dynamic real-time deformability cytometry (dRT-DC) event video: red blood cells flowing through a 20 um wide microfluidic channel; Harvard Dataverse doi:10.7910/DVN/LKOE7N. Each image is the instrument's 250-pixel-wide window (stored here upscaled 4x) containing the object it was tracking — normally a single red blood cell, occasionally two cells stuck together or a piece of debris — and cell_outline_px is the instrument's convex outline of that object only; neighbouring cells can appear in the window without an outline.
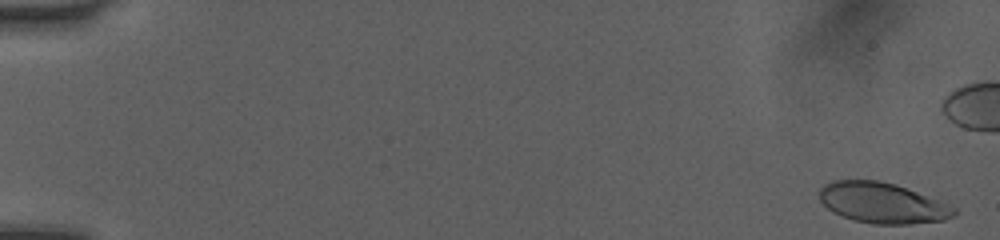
{"species": "human", "species_latin": "Homo sapiens", "temperature_condition": "room temperature", "stored_images_in_passage": 46, "camera_frame_rate_fps": 3000, "um_per_image_px": 0.085, "donor": {"sex": "female"}, "frame": {"image": 1, "passage_image": 2, "time_ms": 0.333, "image_size_px": [1000, 240], "cell_outline_px": [[956, 216], [944, 220], [908, 224], [872, 224], [852, 220], [832, 212], [820, 200], [820, 188], [824, 184], [832, 180], [880, 180], [896, 184], [956, 208]], "centroid_in_image_um": [74.97, 17.25], "position_along_channel_um": 10.0, "area_um2": 31.73}}
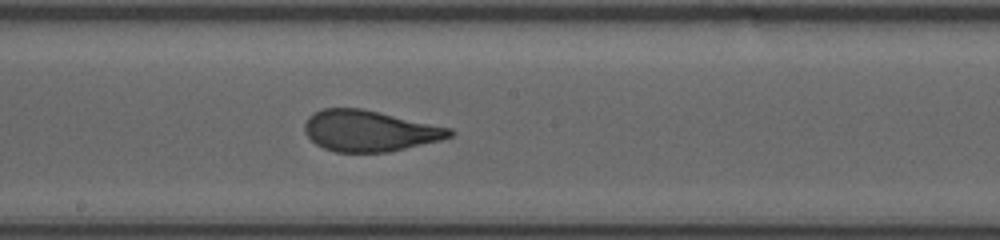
{"frame": {"image": 2, "passage_image": 30, "time_ms": 9.667, "image_size_px": [1000, 240], "cell_outline_px": [[456, 132], [452, 136], [440, 140], [388, 152], [336, 152], [324, 148], [316, 144], [304, 132], [304, 124], [308, 116], [324, 108], [360, 108], [380, 112], [452, 128]], "centroid_in_image_um": [31.41, 11.12], "position_along_channel_um": 216.8, "area_um2": 34.62}}
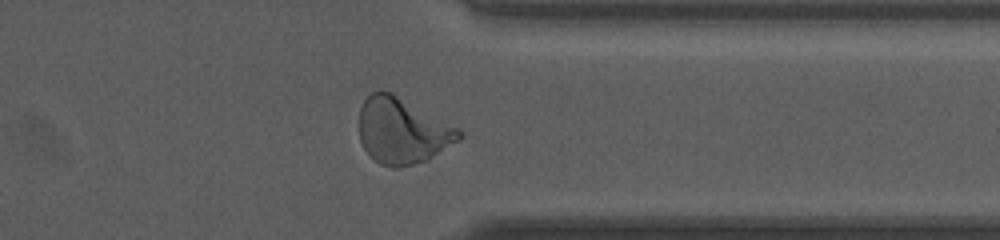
{"frame": {"image": 3, "passage_image": 42, "time_ms": 13.667, "image_size_px": [1000, 240], "cell_outline_px": [[464, 136], [460, 140], [428, 160], [396, 168], [392, 168], [380, 164], [364, 148], [360, 140], [360, 108], [364, 100], [372, 92], [392, 92], [460, 128], [464, 132]], "centroid_in_image_um": [34.25, 11.12], "position_along_channel_um": 377.1, "area_um2": 38.38}}